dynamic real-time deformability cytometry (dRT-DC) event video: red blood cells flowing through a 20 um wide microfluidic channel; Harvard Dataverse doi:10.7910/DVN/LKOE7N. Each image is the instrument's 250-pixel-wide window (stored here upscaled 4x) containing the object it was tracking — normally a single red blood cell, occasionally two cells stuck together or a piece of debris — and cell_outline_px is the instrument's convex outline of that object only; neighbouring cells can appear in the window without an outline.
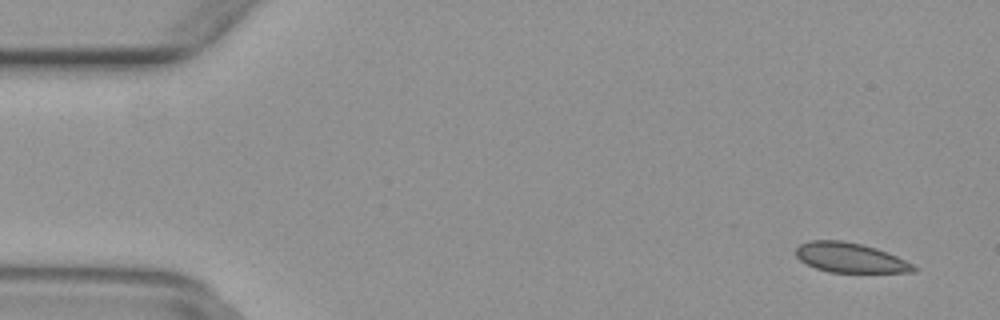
{"species": "common noctule bat (a hibernating species)", "species_latin": "Nyctalus noctula", "temperature_condition": "warm", "stored_images_in_passage": 50, "camera_frame_rate_fps": 3000, "um_per_image_px": 0.085, "animal": {"sex": "female", "body_mass_g": 29.2, "forearm_length_mm": 56.3}, "frame": {"image": 1, "passage_image": 3, "time_ms": 0.667, "image_size_px": [1000, 320], "cell_outline_px": [[916, 272], [828, 272], [816, 268], [800, 260], [796, 256], [796, 248], [800, 244], [808, 240], [840, 240], [860, 244], [876, 248], [896, 256], [912, 264], [916, 268]], "centroid_in_image_um": [72.23, 21.9], "position_along_channel_um": 12.8, "area_um2": 20.17}}
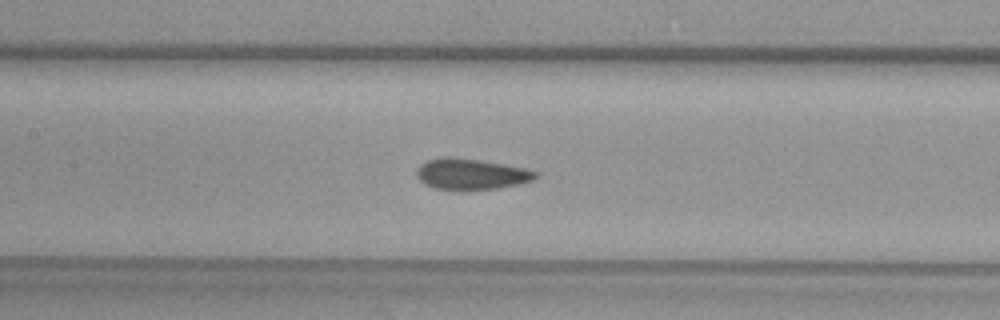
{"frame": {"image": 2, "passage_image": 23, "time_ms": 7.333, "image_size_px": [1000, 320], "cell_outline_px": [[540, 176], [532, 180], [520, 184], [496, 188], [460, 192], [432, 188], [424, 184], [416, 176], [416, 168], [420, 164], [428, 160], [476, 160], [504, 164], [524, 168], [536, 172]], "centroid_in_image_um": [40.05, 14.88], "position_along_channel_um": 167.3, "area_um2": 21.15}}
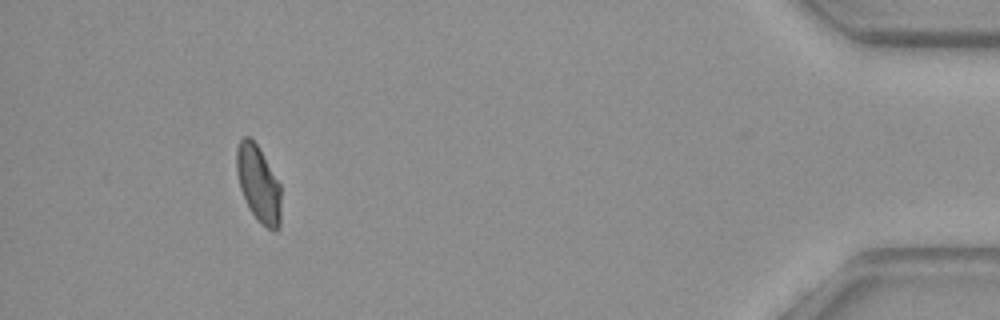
{"frame": {"image": 3, "passage_image": 46, "time_ms": 15.0, "image_size_px": [1000, 320], "cell_outline_px": [[280, 228], [276, 232], [272, 232], [260, 224], [256, 220], [240, 188], [236, 172], [236, 148], [240, 140], [244, 136], [248, 136], [256, 144], [280, 184]], "centroid_in_image_um": [21.97, 15.67], "position_along_channel_um": 413.2, "area_um2": 19.71}}